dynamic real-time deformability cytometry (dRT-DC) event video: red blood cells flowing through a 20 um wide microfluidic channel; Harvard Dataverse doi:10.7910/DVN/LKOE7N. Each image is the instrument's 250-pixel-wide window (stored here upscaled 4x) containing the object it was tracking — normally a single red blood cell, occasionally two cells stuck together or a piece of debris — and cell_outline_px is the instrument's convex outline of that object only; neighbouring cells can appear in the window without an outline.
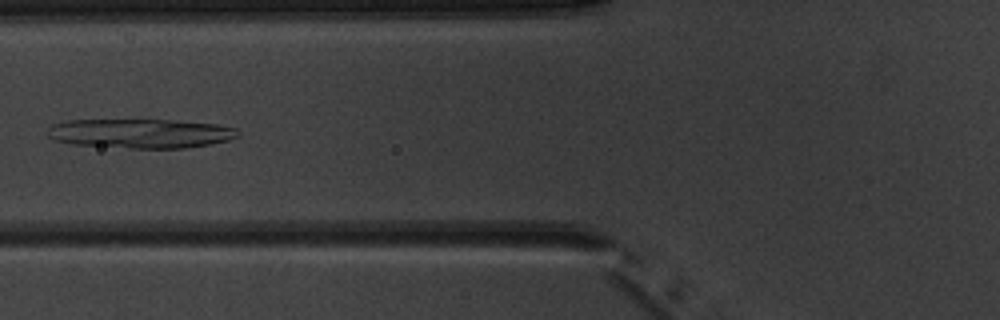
{"species": "common noctule bat (a hibernating species)", "species_latin": "Nyctalus noctula", "temperature_condition": "warm", "stored_images_in_passage": 5, "camera_frame_rate_fps": 3000, "um_per_image_px": 0.085, "animal": {"sex": "male", "body_mass_g": 20.1, "forearm_length_mm": 53.5}, "frame": {"image": 1, "passage_image": 5, "time_ms": 5.333, "image_size_px": [1000, 320], "cell_outline_px": [[240, 136], [228, 140], [208, 144], [184, 148], [132, 148], [72, 144], [52, 140], [48, 136], [48, 128], [52, 124], [64, 120], [168, 120], [216, 124], [236, 128], [240, 132]], "centroid_in_image_um": [11.91, 11.34], "position_along_channel_um": 113.9, "area_um2": 32.54}}